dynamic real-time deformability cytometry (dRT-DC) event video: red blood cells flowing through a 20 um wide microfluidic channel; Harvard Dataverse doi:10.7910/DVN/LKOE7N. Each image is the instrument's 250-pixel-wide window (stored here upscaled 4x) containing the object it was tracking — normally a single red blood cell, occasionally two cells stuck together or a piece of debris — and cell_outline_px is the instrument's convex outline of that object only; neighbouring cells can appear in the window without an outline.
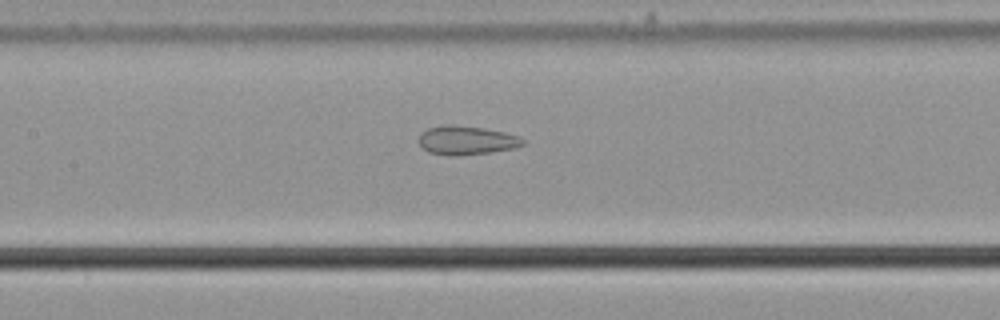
{"species": "common noctule bat (a hibernating species)", "species_latin": "Nyctalus noctula", "temperature_condition": "cold", "stored_images_in_passage": 55, "camera_frame_rate_fps": 3000, "um_per_image_px": 0.085, "animal": {"sex": "male", "body_mass_g": 21.5, "forearm_length_mm": 52.0}, "frame": {"image": 1, "passage_image": 26, "time_ms": 8.333, "image_size_px": [1000, 320], "cell_outline_px": [[524, 144], [516, 148], [492, 152], [460, 156], [452, 156], [428, 152], [416, 140], [420, 132], [428, 128], [444, 124], [452, 124], [484, 128], [504, 132], [520, 136], [524, 140]], "centroid_in_image_um": [39.63, 11.92], "position_along_channel_um": 167.8, "area_um2": 17.86}}
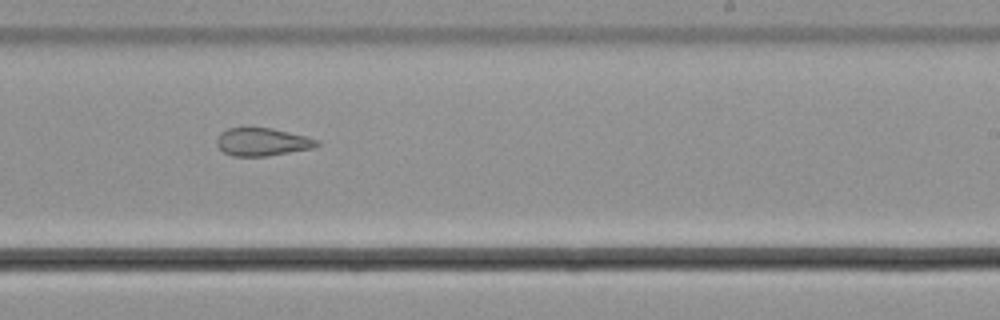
{"frame": {"image": 2, "passage_image": 34, "time_ms": 11.0, "image_size_px": [1000, 320], "cell_outline_px": [[320, 144], [312, 148], [264, 156], [232, 156], [224, 152], [216, 144], [216, 140], [220, 132], [228, 128], [244, 124], [248, 124], [272, 128], [320, 140]], "centroid_in_image_um": [22.22, 12.0], "position_along_channel_um": 266.8, "area_um2": 16.76}}
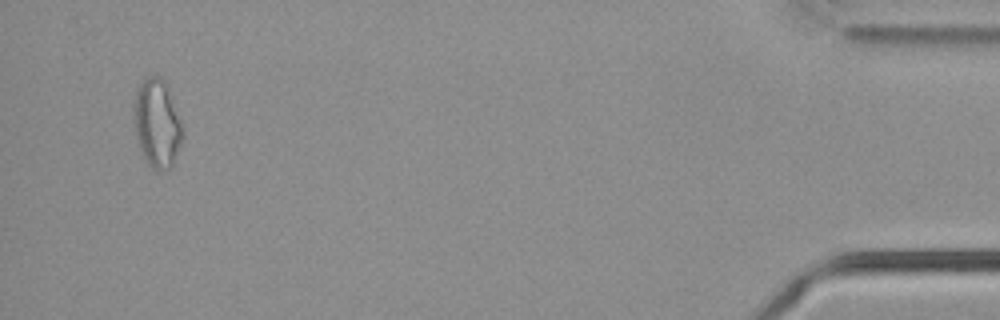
{"frame": {"image": 3, "passage_image": 53, "time_ms": 17.333, "image_size_px": [1000, 320], "cell_outline_px": [[184, 136], [172, 164], [168, 168], [152, 168], [144, 160], [136, 140], [132, 120], [132, 108], [136, 88], [148, 76], [160, 76], [164, 80], [168, 88], [184, 132]], "centroid_in_image_um": [13.29, 10.46], "position_along_channel_um": 421.9, "area_um2": 25.2}, "authors_computed_cell_mechanics": {"area_um2": 21.675, "velocity_mm_per_s": 3.734, "shape_relaxation_time_tau1_ms": null, "shape_relaxation_time_tau2_ms": 2.9232, "deformation_change_tau1": null, "deformation_change_tau2": 0.1184}}